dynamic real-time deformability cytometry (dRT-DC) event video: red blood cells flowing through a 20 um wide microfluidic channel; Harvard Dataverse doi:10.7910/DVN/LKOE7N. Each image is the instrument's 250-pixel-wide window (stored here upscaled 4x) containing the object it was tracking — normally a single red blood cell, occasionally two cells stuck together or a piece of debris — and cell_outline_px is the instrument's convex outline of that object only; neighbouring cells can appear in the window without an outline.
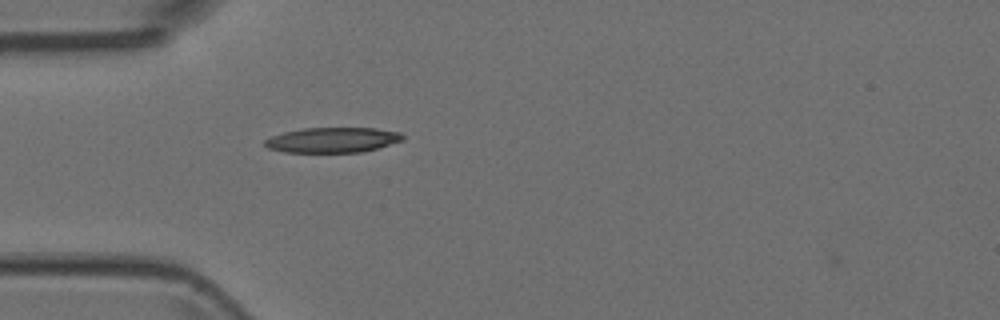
{"species": "Egyptian fruit bat (a non-hibernating species)", "species_latin": "Rousettus aegyptiacus", "temperature_condition": "room temperature", "stored_images_in_passage": 2, "camera_frame_rate_fps": 3000, "um_per_image_px": 0.085, "animal": {"sex": "female"}, "frame": {"image": 1, "passage_image": 2, "time_ms": 0.333, "image_size_px": [1000, 320], "cell_outline_px": [[404, 140], [376, 148], [360, 152], [284, 152], [268, 148], [264, 144], [264, 140], [272, 136], [284, 132], [304, 128], [376, 128], [400, 132], [404, 136]], "centroid_in_image_um": [28.27, 11.89], "position_along_channel_um": 56.7, "area_um2": 20.11}}